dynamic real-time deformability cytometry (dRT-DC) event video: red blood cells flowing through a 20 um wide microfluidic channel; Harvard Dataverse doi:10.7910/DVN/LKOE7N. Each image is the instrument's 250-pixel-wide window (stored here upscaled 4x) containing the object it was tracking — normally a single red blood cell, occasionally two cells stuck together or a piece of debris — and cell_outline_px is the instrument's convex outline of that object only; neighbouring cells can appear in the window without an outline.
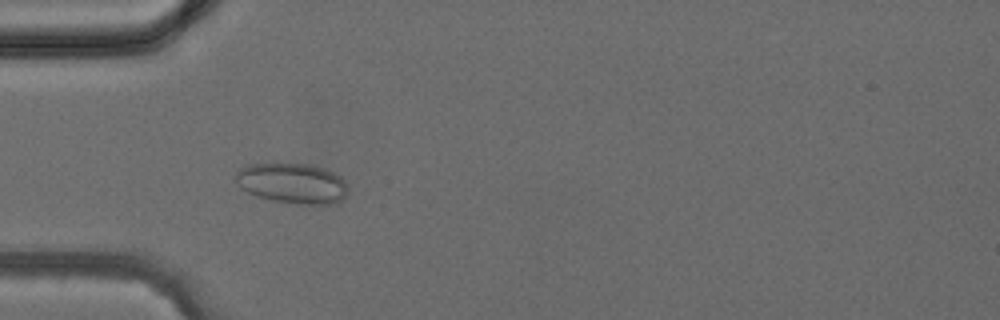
{"species": "common noctule bat (a hibernating species)", "species_latin": "Nyctalus noctula", "temperature_condition": "cold", "stored_images_in_passage": 42, "camera_frame_rate_fps": 3000, "um_per_image_px": 0.085, "animal": {"sex": "female", "body_mass_g": 24.6, "forearm_length_mm": 56.2}, "frame": {"image": 1, "passage_image": 13, "time_ms": 4.0, "image_size_px": [1000, 320], "cell_outline_px": [[348, 188], [344, 196], [340, 200], [332, 204], [300, 204], [272, 200], [256, 196], [240, 188], [236, 184], [236, 172], [240, 168], [248, 164], [308, 164], [324, 168], [340, 176], [344, 180]], "centroid_in_image_um": [24.82, 15.58], "position_along_channel_um": 60.2, "area_um2": 26.3}}
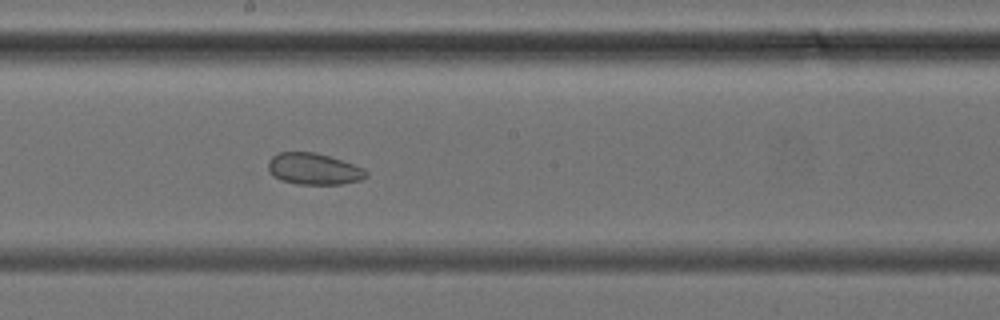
{"frame": {"image": 2, "passage_image": 23, "time_ms": 7.333, "image_size_px": [1000, 320], "cell_outline_px": [[368, 176], [360, 180], [340, 184], [300, 184], [280, 180], [272, 176], [268, 168], [268, 160], [272, 156], [280, 152], [316, 152], [364, 168], [368, 172]], "centroid_in_image_um": [26.65, 14.36], "position_along_channel_um": 221.6, "area_um2": 17.92}}
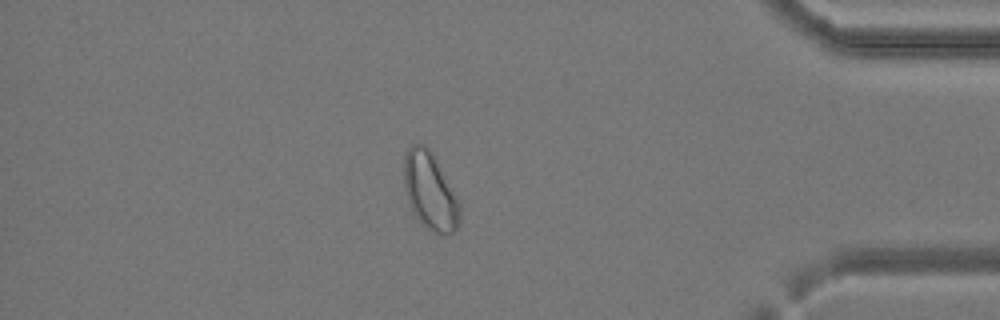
{"frame": {"image": 3, "passage_image": 36, "time_ms": 11.667, "image_size_px": [1000, 320], "cell_outline_px": [[460, 220], [456, 228], [452, 232], [436, 232], [428, 228], [420, 220], [412, 208], [404, 184], [404, 156], [408, 148], [412, 144], [424, 144], [428, 148], [436, 160], [460, 204]], "centroid_in_image_um": [36.55, 16.2], "position_along_channel_um": 398.7, "area_um2": 24.1}}